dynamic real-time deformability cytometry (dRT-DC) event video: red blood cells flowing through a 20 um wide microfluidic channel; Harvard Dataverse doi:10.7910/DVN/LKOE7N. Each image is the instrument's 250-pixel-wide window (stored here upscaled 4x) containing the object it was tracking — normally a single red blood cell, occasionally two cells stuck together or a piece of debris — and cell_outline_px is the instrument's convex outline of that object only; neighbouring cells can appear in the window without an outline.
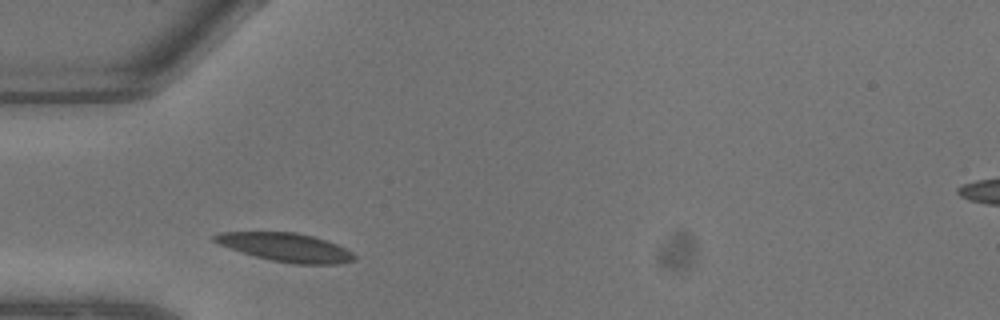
{"species": "common noctule bat (a hibernating species)", "species_latin": "Nyctalus noctula", "temperature_condition": "warm", "stored_images_in_passage": 5, "camera_frame_rate_fps": 3000, "um_per_image_px": 0.085, "animal": {"sex": "male", "body_mass_g": 13.3}, "frame": {"image": 1, "passage_image": 1, "time_ms": 0.0, "image_size_px": [1000, 320], "cell_outline_px": [[356, 260], [340, 264], [296, 264], [272, 260], [256, 256], [220, 244], [212, 240], [212, 236], [220, 232], [296, 232], [328, 240], [352, 252], [356, 256]], "centroid_in_image_um": [24.35, 21.02], "position_along_channel_um": 60.7, "area_um2": 23.0}}